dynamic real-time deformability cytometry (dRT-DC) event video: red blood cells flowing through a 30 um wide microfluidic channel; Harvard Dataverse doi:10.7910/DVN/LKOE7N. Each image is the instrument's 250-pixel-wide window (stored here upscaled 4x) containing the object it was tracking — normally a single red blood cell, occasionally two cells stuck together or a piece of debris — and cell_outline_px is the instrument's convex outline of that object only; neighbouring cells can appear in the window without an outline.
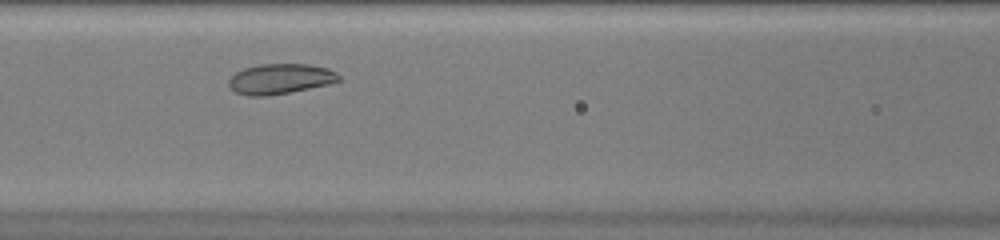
{"species": "common noctule bat (a hibernating species)", "species_latin": "Nyctalus noctula", "temperature_condition": "warm", "stored_images_in_passage": 29, "camera_frame_rate_fps": 3000, "um_per_image_px": 0.085, "animal": {"sex": "female", "body_mass_g": 20.0, "forearm_length_mm": 54.0}, "frame": {"image": 1, "passage_image": 9, "time_ms": 2.667, "image_size_px": [1000, 240], "cell_outline_px": [[340, 80], [332, 84], [268, 96], [248, 96], [236, 92], [228, 84], [228, 80], [236, 72], [244, 68], [260, 64], [308, 64], [328, 68], [336, 72], [340, 76]], "centroid_in_image_um": [23.84, 6.7], "position_along_channel_um": 142.8, "area_um2": 19.48}}
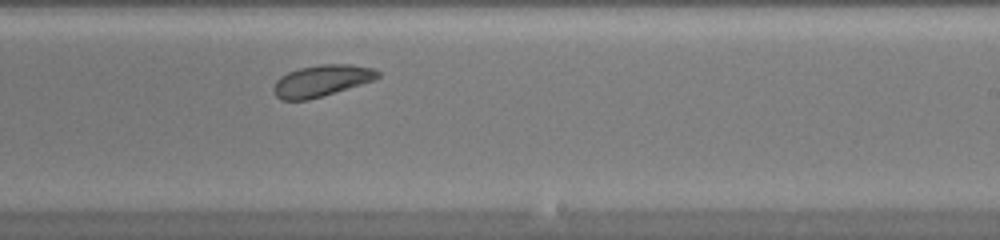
{"frame": {"image": 2, "passage_image": 18, "time_ms": 5.667, "image_size_px": [1000, 240], "cell_outline_px": [[380, 76], [376, 80], [308, 100], [280, 100], [276, 96], [272, 88], [276, 80], [280, 76], [288, 72], [300, 68], [320, 64], [348, 64], [372, 68], [380, 72]], "centroid_in_image_um": [27.33, 6.86], "position_along_channel_um": 261.7, "area_um2": 19.19}}
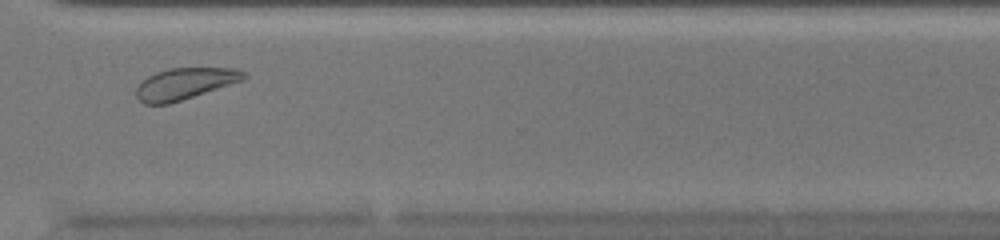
{"frame": {"image": 3, "passage_image": 25, "time_ms": 8.0, "image_size_px": [1000, 240], "cell_outline_px": [[248, 76], [244, 80], [168, 104], [144, 104], [136, 96], [136, 88], [140, 80], [156, 72], [168, 68], [236, 68], [248, 72]], "centroid_in_image_um": [15.72, 7.09], "position_along_channel_um": 354.9, "area_um2": 19.83}, "authors_computed_cell_mechanics": {"area_um2": 19.2474, "velocity_mm_per_s": 3.9699, "shape_relaxation_time_tau1_ms": 2.7782, "shape_relaxation_time_tau2_ms": null, "deformation_change_tau1": 0.0686, "deformation_change_tau2": null}}